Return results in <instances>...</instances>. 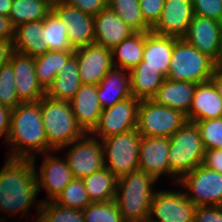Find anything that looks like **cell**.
<instances>
[{"label": "cell", "instance_id": "obj_29", "mask_svg": "<svg viewBox=\"0 0 222 222\" xmlns=\"http://www.w3.org/2000/svg\"><path fill=\"white\" fill-rule=\"evenodd\" d=\"M144 47L145 32H135L111 49L114 67L130 71L143 60Z\"/></svg>", "mask_w": 222, "mask_h": 222}, {"label": "cell", "instance_id": "obj_17", "mask_svg": "<svg viewBox=\"0 0 222 222\" xmlns=\"http://www.w3.org/2000/svg\"><path fill=\"white\" fill-rule=\"evenodd\" d=\"M169 148L168 137L142 136L139 146V170L153 175L157 180L165 174L170 176Z\"/></svg>", "mask_w": 222, "mask_h": 222}, {"label": "cell", "instance_id": "obj_44", "mask_svg": "<svg viewBox=\"0 0 222 222\" xmlns=\"http://www.w3.org/2000/svg\"><path fill=\"white\" fill-rule=\"evenodd\" d=\"M202 164L205 167L222 174V149L205 150L204 160Z\"/></svg>", "mask_w": 222, "mask_h": 222}, {"label": "cell", "instance_id": "obj_41", "mask_svg": "<svg viewBox=\"0 0 222 222\" xmlns=\"http://www.w3.org/2000/svg\"><path fill=\"white\" fill-rule=\"evenodd\" d=\"M166 0H139L145 23L152 29L160 19Z\"/></svg>", "mask_w": 222, "mask_h": 222}, {"label": "cell", "instance_id": "obj_18", "mask_svg": "<svg viewBox=\"0 0 222 222\" xmlns=\"http://www.w3.org/2000/svg\"><path fill=\"white\" fill-rule=\"evenodd\" d=\"M221 27L222 22L194 15L183 39L214 60L220 51Z\"/></svg>", "mask_w": 222, "mask_h": 222}, {"label": "cell", "instance_id": "obj_53", "mask_svg": "<svg viewBox=\"0 0 222 222\" xmlns=\"http://www.w3.org/2000/svg\"><path fill=\"white\" fill-rule=\"evenodd\" d=\"M113 0H106L107 4L109 5Z\"/></svg>", "mask_w": 222, "mask_h": 222}, {"label": "cell", "instance_id": "obj_34", "mask_svg": "<svg viewBox=\"0 0 222 222\" xmlns=\"http://www.w3.org/2000/svg\"><path fill=\"white\" fill-rule=\"evenodd\" d=\"M36 207V222H85L82 210L61 206L53 200L42 199Z\"/></svg>", "mask_w": 222, "mask_h": 222}, {"label": "cell", "instance_id": "obj_2", "mask_svg": "<svg viewBox=\"0 0 222 222\" xmlns=\"http://www.w3.org/2000/svg\"><path fill=\"white\" fill-rule=\"evenodd\" d=\"M35 158H7L0 171V209L7 213H29L38 195Z\"/></svg>", "mask_w": 222, "mask_h": 222}, {"label": "cell", "instance_id": "obj_14", "mask_svg": "<svg viewBox=\"0 0 222 222\" xmlns=\"http://www.w3.org/2000/svg\"><path fill=\"white\" fill-rule=\"evenodd\" d=\"M82 84L98 85L114 67L111 50L96 43L74 50Z\"/></svg>", "mask_w": 222, "mask_h": 222}, {"label": "cell", "instance_id": "obj_27", "mask_svg": "<svg viewBox=\"0 0 222 222\" xmlns=\"http://www.w3.org/2000/svg\"><path fill=\"white\" fill-rule=\"evenodd\" d=\"M42 20L21 24L15 28L13 40L15 52L37 57L49 51V48L41 40Z\"/></svg>", "mask_w": 222, "mask_h": 222}, {"label": "cell", "instance_id": "obj_5", "mask_svg": "<svg viewBox=\"0 0 222 222\" xmlns=\"http://www.w3.org/2000/svg\"><path fill=\"white\" fill-rule=\"evenodd\" d=\"M169 140L170 176L177 177L178 184L184 175L203 163L205 148L195 122L187 121Z\"/></svg>", "mask_w": 222, "mask_h": 222}, {"label": "cell", "instance_id": "obj_16", "mask_svg": "<svg viewBox=\"0 0 222 222\" xmlns=\"http://www.w3.org/2000/svg\"><path fill=\"white\" fill-rule=\"evenodd\" d=\"M10 63L18 98L22 102H36L43 98L45 90L36 78L34 57L14 52Z\"/></svg>", "mask_w": 222, "mask_h": 222}, {"label": "cell", "instance_id": "obj_49", "mask_svg": "<svg viewBox=\"0 0 222 222\" xmlns=\"http://www.w3.org/2000/svg\"><path fill=\"white\" fill-rule=\"evenodd\" d=\"M214 73L213 75H222V51H219L217 57L213 60Z\"/></svg>", "mask_w": 222, "mask_h": 222}, {"label": "cell", "instance_id": "obj_15", "mask_svg": "<svg viewBox=\"0 0 222 222\" xmlns=\"http://www.w3.org/2000/svg\"><path fill=\"white\" fill-rule=\"evenodd\" d=\"M193 17L192 0H166L160 19L151 31L159 35L184 38Z\"/></svg>", "mask_w": 222, "mask_h": 222}, {"label": "cell", "instance_id": "obj_1", "mask_svg": "<svg viewBox=\"0 0 222 222\" xmlns=\"http://www.w3.org/2000/svg\"><path fill=\"white\" fill-rule=\"evenodd\" d=\"M6 142L12 145L7 155L11 159H32L35 157L34 152L48 154L52 151L42 122L41 99L36 102H21L11 111Z\"/></svg>", "mask_w": 222, "mask_h": 222}, {"label": "cell", "instance_id": "obj_39", "mask_svg": "<svg viewBox=\"0 0 222 222\" xmlns=\"http://www.w3.org/2000/svg\"><path fill=\"white\" fill-rule=\"evenodd\" d=\"M205 150L222 149V117L195 122Z\"/></svg>", "mask_w": 222, "mask_h": 222}, {"label": "cell", "instance_id": "obj_11", "mask_svg": "<svg viewBox=\"0 0 222 222\" xmlns=\"http://www.w3.org/2000/svg\"><path fill=\"white\" fill-rule=\"evenodd\" d=\"M140 101L131 96L115 103L112 107L103 109L98 125L91 134L95 137L99 136L102 140L136 129Z\"/></svg>", "mask_w": 222, "mask_h": 222}, {"label": "cell", "instance_id": "obj_9", "mask_svg": "<svg viewBox=\"0 0 222 222\" xmlns=\"http://www.w3.org/2000/svg\"><path fill=\"white\" fill-rule=\"evenodd\" d=\"M179 185L185 187L186 197L196 206L222 205V174L205 167L197 166L190 173L184 175ZM191 193V194H190Z\"/></svg>", "mask_w": 222, "mask_h": 222}, {"label": "cell", "instance_id": "obj_10", "mask_svg": "<svg viewBox=\"0 0 222 222\" xmlns=\"http://www.w3.org/2000/svg\"><path fill=\"white\" fill-rule=\"evenodd\" d=\"M68 146L72 147L64 158L74 178L83 179L105 167L102 142L94 135L88 136L87 133L65 147Z\"/></svg>", "mask_w": 222, "mask_h": 222}, {"label": "cell", "instance_id": "obj_47", "mask_svg": "<svg viewBox=\"0 0 222 222\" xmlns=\"http://www.w3.org/2000/svg\"><path fill=\"white\" fill-rule=\"evenodd\" d=\"M11 109L5 107L4 105L0 104V137H5V141L8 138V133L10 130V116H11Z\"/></svg>", "mask_w": 222, "mask_h": 222}, {"label": "cell", "instance_id": "obj_37", "mask_svg": "<svg viewBox=\"0 0 222 222\" xmlns=\"http://www.w3.org/2000/svg\"><path fill=\"white\" fill-rule=\"evenodd\" d=\"M82 213L85 222H125L115 200L90 203Z\"/></svg>", "mask_w": 222, "mask_h": 222}, {"label": "cell", "instance_id": "obj_36", "mask_svg": "<svg viewBox=\"0 0 222 222\" xmlns=\"http://www.w3.org/2000/svg\"><path fill=\"white\" fill-rule=\"evenodd\" d=\"M55 203L78 210H84L90 203L83 179L74 178L53 200Z\"/></svg>", "mask_w": 222, "mask_h": 222}, {"label": "cell", "instance_id": "obj_21", "mask_svg": "<svg viewBox=\"0 0 222 222\" xmlns=\"http://www.w3.org/2000/svg\"><path fill=\"white\" fill-rule=\"evenodd\" d=\"M35 175L38 192L44 188L50 197L49 200H54L74 179L66 159L62 160L52 154L45 156L40 174L36 170Z\"/></svg>", "mask_w": 222, "mask_h": 222}, {"label": "cell", "instance_id": "obj_25", "mask_svg": "<svg viewBox=\"0 0 222 222\" xmlns=\"http://www.w3.org/2000/svg\"><path fill=\"white\" fill-rule=\"evenodd\" d=\"M97 86V98L103 109L112 107L115 103L132 96L129 70L113 67Z\"/></svg>", "mask_w": 222, "mask_h": 222}, {"label": "cell", "instance_id": "obj_52", "mask_svg": "<svg viewBox=\"0 0 222 222\" xmlns=\"http://www.w3.org/2000/svg\"><path fill=\"white\" fill-rule=\"evenodd\" d=\"M220 51H222V27H221V39H220Z\"/></svg>", "mask_w": 222, "mask_h": 222}, {"label": "cell", "instance_id": "obj_46", "mask_svg": "<svg viewBox=\"0 0 222 222\" xmlns=\"http://www.w3.org/2000/svg\"><path fill=\"white\" fill-rule=\"evenodd\" d=\"M14 52L13 41L0 39V68L10 62Z\"/></svg>", "mask_w": 222, "mask_h": 222}, {"label": "cell", "instance_id": "obj_13", "mask_svg": "<svg viewBox=\"0 0 222 222\" xmlns=\"http://www.w3.org/2000/svg\"><path fill=\"white\" fill-rule=\"evenodd\" d=\"M52 10L67 26V37L72 49L94 43V16L84 13L62 0L54 3Z\"/></svg>", "mask_w": 222, "mask_h": 222}, {"label": "cell", "instance_id": "obj_33", "mask_svg": "<svg viewBox=\"0 0 222 222\" xmlns=\"http://www.w3.org/2000/svg\"><path fill=\"white\" fill-rule=\"evenodd\" d=\"M67 26L59 16L51 10L42 20L41 40L53 51H74L67 37Z\"/></svg>", "mask_w": 222, "mask_h": 222}, {"label": "cell", "instance_id": "obj_28", "mask_svg": "<svg viewBox=\"0 0 222 222\" xmlns=\"http://www.w3.org/2000/svg\"><path fill=\"white\" fill-rule=\"evenodd\" d=\"M129 72L131 95L140 100L152 99L165 80L158 69L143 67V62Z\"/></svg>", "mask_w": 222, "mask_h": 222}, {"label": "cell", "instance_id": "obj_23", "mask_svg": "<svg viewBox=\"0 0 222 222\" xmlns=\"http://www.w3.org/2000/svg\"><path fill=\"white\" fill-rule=\"evenodd\" d=\"M178 38L159 35L152 31L145 32V47L143 51V67H151L166 78L173 52L174 43Z\"/></svg>", "mask_w": 222, "mask_h": 222}, {"label": "cell", "instance_id": "obj_48", "mask_svg": "<svg viewBox=\"0 0 222 222\" xmlns=\"http://www.w3.org/2000/svg\"><path fill=\"white\" fill-rule=\"evenodd\" d=\"M12 0H0V15L9 16Z\"/></svg>", "mask_w": 222, "mask_h": 222}, {"label": "cell", "instance_id": "obj_20", "mask_svg": "<svg viewBox=\"0 0 222 222\" xmlns=\"http://www.w3.org/2000/svg\"><path fill=\"white\" fill-rule=\"evenodd\" d=\"M97 95V85L82 84L70 101L71 109L79 126L89 135L98 125L103 111Z\"/></svg>", "mask_w": 222, "mask_h": 222}, {"label": "cell", "instance_id": "obj_35", "mask_svg": "<svg viewBox=\"0 0 222 222\" xmlns=\"http://www.w3.org/2000/svg\"><path fill=\"white\" fill-rule=\"evenodd\" d=\"M135 32H150L145 23L139 0H113L108 5Z\"/></svg>", "mask_w": 222, "mask_h": 222}, {"label": "cell", "instance_id": "obj_6", "mask_svg": "<svg viewBox=\"0 0 222 222\" xmlns=\"http://www.w3.org/2000/svg\"><path fill=\"white\" fill-rule=\"evenodd\" d=\"M213 73V59L191 46L185 39L176 40L166 78L198 84L209 81Z\"/></svg>", "mask_w": 222, "mask_h": 222}, {"label": "cell", "instance_id": "obj_3", "mask_svg": "<svg viewBox=\"0 0 222 222\" xmlns=\"http://www.w3.org/2000/svg\"><path fill=\"white\" fill-rule=\"evenodd\" d=\"M157 179L142 170L118 178L115 201L125 222H147Z\"/></svg>", "mask_w": 222, "mask_h": 222}, {"label": "cell", "instance_id": "obj_45", "mask_svg": "<svg viewBox=\"0 0 222 222\" xmlns=\"http://www.w3.org/2000/svg\"><path fill=\"white\" fill-rule=\"evenodd\" d=\"M15 27L9 16L0 15V39L14 40Z\"/></svg>", "mask_w": 222, "mask_h": 222}, {"label": "cell", "instance_id": "obj_42", "mask_svg": "<svg viewBox=\"0 0 222 222\" xmlns=\"http://www.w3.org/2000/svg\"><path fill=\"white\" fill-rule=\"evenodd\" d=\"M62 1L92 16H96L100 11H102L108 6L106 0H62Z\"/></svg>", "mask_w": 222, "mask_h": 222}, {"label": "cell", "instance_id": "obj_7", "mask_svg": "<svg viewBox=\"0 0 222 222\" xmlns=\"http://www.w3.org/2000/svg\"><path fill=\"white\" fill-rule=\"evenodd\" d=\"M141 137L133 129L102 139L105 167L117 178L139 169Z\"/></svg>", "mask_w": 222, "mask_h": 222}, {"label": "cell", "instance_id": "obj_51", "mask_svg": "<svg viewBox=\"0 0 222 222\" xmlns=\"http://www.w3.org/2000/svg\"><path fill=\"white\" fill-rule=\"evenodd\" d=\"M45 1H47L52 6L54 3L58 2L59 0H45Z\"/></svg>", "mask_w": 222, "mask_h": 222}, {"label": "cell", "instance_id": "obj_4", "mask_svg": "<svg viewBox=\"0 0 222 222\" xmlns=\"http://www.w3.org/2000/svg\"><path fill=\"white\" fill-rule=\"evenodd\" d=\"M41 116L48 144L53 150H62L86 133L79 126L70 102L41 98Z\"/></svg>", "mask_w": 222, "mask_h": 222}, {"label": "cell", "instance_id": "obj_50", "mask_svg": "<svg viewBox=\"0 0 222 222\" xmlns=\"http://www.w3.org/2000/svg\"><path fill=\"white\" fill-rule=\"evenodd\" d=\"M210 80L213 82L214 86L217 89L218 94L222 99V75H212Z\"/></svg>", "mask_w": 222, "mask_h": 222}, {"label": "cell", "instance_id": "obj_31", "mask_svg": "<svg viewBox=\"0 0 222 222\" xmlns=\"http://www.w3.org/2000/svg\"><path fill=\"white\" fill-rule=\"evenodd\" d=\"M73 55L74 51L49 50L43 55L34 58L36 78L45 91Z\"/></svg>", "mask_w": 222, "mask_h": 222}, {"label": "cell", "instance_id": "obj_32", "mask_svg": "<svg viewBox=\"0 0 222 222\" xmlns=\"http://www.w3.org/2000/svg\"><path fill=\"white\" fill-rule=\"evenodd\" d=\"M52 10V6L45 0H12L9 17L13 26L29 22L44 20Z\"/></svg>", "mask_w": 222, "mask_h": 222}, {"label": "cell", "instance_id": "obj_19", "mask_svg": "<svg viewBox=\"0 0 222 222\" xmlns=\"http://www.w3.org/2000/svg\"><path fill=\"white\" fill-rule=\"evenodd\" d=\"M134 33L109 6L94 16V43L109 50Z\"/></svg>", "mask_w": 222, "mask_h": 222}, {"label": "cell", "instance_id": "obj_8", "mask_svg": "<svg viewBox=\"0 0 222 222\" xmlns=\"http://www.w3.org/2000/svg\"><path fill=\"white\" fill-rule=\"evenodd\" d=\"M187 122L181 111L141 100L138 108L137 131L144 137H170Z\"/></svg>", "mask_w": 222, "mask_h": 222}, {"label": "cell", "instance_id": "obj_26", "mask_svg": "<svg viewBox=\"0 0 222 222\" xmlns=\"http://www.w3.org/2000/svg\"><path fill=\"white\" fill-rule=\"evenodd\" d=\"M78 70L77 58L73 55L55 76L52 84L45 91V96L54 100L70 102L82 85Z\"/></svg>", "mask_w": 222, "mask_h": 222}, {"label": "cell", "instance_id": "obj_22", "mask_svg": "<svg viewBox=\"0 0 222 222\" xmlns=\"http://www.w3.org/2000/svg\"><path fill=\"white\" fill-rule=\"evenodd\" d=\"M222 117V99L211 80L198 83L187 121L197 122Z\"/></svg>", "mask_w": 222, "mask_h": 222}, {"label": "cell", "instance_id": "obj_43", "mask_svg": "<svg viewBox=\"0 0 222 222\" xmlns=\"http://www.w3.org/2000/svg\"><path fill=\"white\" fill-rule=\"evenodd\" d=\"M194 222H222V207L197 206L194 212Z\"/></svg>", "mask_w": 222, "mask_h": 222}, {"label": "cell", "instance_id": "obj_30", "mask_svg": "<svg viewBox=\"0 0 222 222\" xmlns=\"http://www.w3.org/2000/svg\"><path fill=\"white\" fill-rule=\"evenodd\" d=\"M91 203L113 201L118 178L106 167L83 178Z\"/></svg>", "mask_w": 222, "mask_h": 222}, {"label": "cell", "instance_id": "obj_40", "mask_svg": "<svg viewBox=\"0 0 222 222\" xmlns=\"http://www.w3.org/2000/svg\"><path fill=\"white\" fill-rule=\"evenodd\" d=\"M195 16L222 22V0H192Z\"/></svg>", "mask_w": 222, "mask_h": 222}, {"label": "cell", "instance_id": "obj_24", "mask_svg": "<svg viewBox=\"0 0 222 222\" xmlns=\"http://www.w3.org/2000/svg\"><path fill=\"white\" fill-rule=\"evenodd\" d=\"M197 84L185 81H173L165 78L163 84L152 98L157 104L189 113Z\"/></svg>", "mask_w": 222, "mask_h": 222}, {"label": "cell", "instance_id": "obj_12", "mask_svg": "<svg viewBox=\"0 0 222 222\" xmlns=\"http://www.w3.org/2000/svg\"><path fill=\"white\" fill-rule=\"evenodd\" d=\"M194 205L184 191H156L151 207L148 222H194ZM158 220H154V216Z\"/></svg>", "mask_w": 222, "mask_h": 222}, {"label": "cell", "instance_id": "obj_38", "mask_svg": "<svg viewBox=\"0 0 222 222\" xmlns=\"http://www.w3.org/2000/svg\"><path fill=\"white\" fill-rule=\"evenodd\" d=\"M21 102L15 88L12 64L9 62L0 68V104L13 110Z\"/></svg>", "mask_w": 222, "mask_h": 222}]
</instances>
